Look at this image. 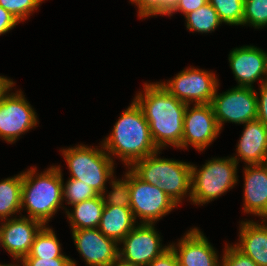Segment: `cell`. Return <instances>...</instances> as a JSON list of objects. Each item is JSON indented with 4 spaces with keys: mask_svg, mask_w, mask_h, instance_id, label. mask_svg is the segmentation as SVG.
Returning a JSON list of instances; mask_svg holds the SVG:
<instances>
[{
    "mask_svg": "<svg viewBox=\"0 0 267 266\" xmlns=\"http://www.w3.org/2000/svg\"><path fill=\"white\" fill-rule=\"evenodd\" d=\"M145 93L134 101L142 109L157 149L166 145L177 148L182 143L183 120L187 104L171 95L160 83H145Z\"/></svg>",
    "mask_w": 267,
    "mask_h": 266,
    "instance_id": "6da1fadb",
    "label": "cell"
},
{
    "mask_svg": "<svg viewBox=\"0 0 267 266\" xmlns=\"http://www.w3.org/2000/svg\"><path fill=\"white\" fill-rule=\"evenodd\" d=\"M107 154L117 155L128 166L158 151L142 109L135 101L126 109L110 136L103 141Z\"/></svg>",
    "mask_w": 267,
    "mask_h": 266,
    "instance_id": "7a4b0ae2",
    "label": "cell"
},
{
    "mask_svg": "<svg viewBox=\"0 0 267 266\" xmlns=\"http://www.w3.org/2000/svg\"><path fill=\"white\" fill-rule=\"evenodd\" d=\"M35 170L22 173L21 210L26 207L29 218L46 225L62 205L64 182L59 166H52L36 177Z\"/></svg>",
    "mask_w": 267,
    "mask_h": 266,
    "instance_id": "3957f363",
    "label": "cell"
},
{
    "mask_svg": "<svg viewBox=\"0 0 267 266\" xmlns=\"http://www.w3.org/2000/svg\"><path fill=\"white\" fill-rule=\"evenodd\" d=\"M158 152L137 160L128 169H131L144 182L161 188L177 205L188 190L191 200L192 164L157 158Z\"/></svg>",
    "mask_w": 267,
    "mask_h": 266,
    "instance_id": "277c9868",
    "label": "cell"
},
{
    "mask_svg": "<svg viewBox=\"0 0 267 266\" xmlns=\"http://www.w3.org/2000/svg\"><path fill=\"white\" fill-rule=\"evenodd\" d=\"M65 161L72 179L92 187L98 194H105V183L113 177L114 162L107 152L83 145L63 149Z\"/></svg>",
    "mask_w": 267,
    "mask_h": 266,
    "instance_id": "5b68a950",
    "label": "cell"
},
{
    "mask_svg": "<svg viewBox=\"0 0 267 266\" xmlns=\"http://www.w3.org/2000/svg\"><path fill=\"white\" fill-rule=\"evenodd\" d=\"M237 157L213 159L197 170L191 169V201L205 204L224 194L237 183Z\"/></svg>",
    "mask_w": 267,
    "mask_h": 266,
    "instance_id": "8992f818",
    "label": "cell"
},
{
    "mask_svg": "<svg viewBox=\"0 0 267 266\" xmlns=\"http://www.w3.org/2000/svg\"><path fill=\"white\" fill-rule=\"evenodd\" d=\"M129 183L130 209L135 221L138 216L142 218L140 223L153 224L178 206L161 188L144 182L131 169Z\"/></svg>",
    "mask_w": 267,
    "mask_h": 266,
    "instance_id": "52a82bcc",
    "label": "cell"
},
{
    "mask_svg": "<svg viewBox=\"0 0 267 266\" xmlns=\"http://www.w3.org/2000/svg\"><path fill=\"white\" fill-rule=\"evenodd\" d=\"M257 97L253 87H235L220 95L217 88L211 100V106L219 129L222 124L232 122L245 124L257 119Z\"/></svg>",
    "mask_w": 267,
    "mask_h": 266,
    "instance_id": "ba28073f",
    "label": "cell"
},
{
    "mask_svg": "<svg viewBox=\"0 0 267 266\" xmlns=\"http://www.w3.org/2000/svg\"><path fill=\"white\" fill-rule=\"evenodd\" d=\"M215 74L196 69L187 68L177 74L171 81L160 83L171 95L186 104H208L218 87ZM191 101V102H190Z\"/></svg>",
    "mask_w": 267,
    "mask_h": 266,
    "instance_id": "9c48e42d",
    "label": "cell"
},
{
    "mask_svg": "<svg viewBox=\"0 0 267 266\" xmlns=\"http://www.w3.org/2000/svg\"><path fill=\"white\" fill-rule=\"evenodd\" d=\"M153 225L141 223L134 227L119 242H123L124 248L118 250V257L136 266H147L165 252L169 246L162 247Z\"/></svg>",
    "mask_w": 267,
    "mask_h": 266,
    "instance_id": "30bf717a",
    "label": "cell"
},
{
    "mask_svg": "<svg viewBox=\"0 0 267 266\" xmlns=\"http://www.w3.org/2000/svg\"><path fill=\"white\" fill-rule=\"evenodd\" d=\"M7 93L0 100V137L13 143L21 134L36 126L37 115L21 91Z\"/></svg>",
    "mask_w": 267,
    "mask_h": 266,
    "instance_id": "8fae6325",
    "label": "cell"
},
{
    "mask_svg": "<svg viewBox=\"0 0 267 266\" xmlns=\"http://www.w3.org/2000/svg\"><path fill=\"white\" fill-rule=\"evenodd\" d=\"M189 109V104H187L180 147L186 148L189 144L202 151L214 141L220 129L210 103L195 104L191 110Z\"/></svg>",
    "mask_w": 267,
    "mask_h": 266,
    "instance_id": "7c38bea8",
    "label": "cell"
},
{
    "mask_svg": "<svg viewBox=\"0 0 267 266\" xmlns=\"http://www.w3.org/2000/svg\"><path fill=\"white\" fill-rule=\"evenodd\" d=\"M77 250L89 266H110L118 258V243L98 228L72 230Z\"/></svg>",
    "mask_w": 267,
    "mask_h": 266,
    "instance_id": "4fadbf2b",
    "label": "cell"
},
{
    "mask_svg": "<svg viewBox=\"0 0 267 266\" xmlns=\"http://www.w3.org/2000/svg\"><path fill=\"white\" fill-rule=\"evenodd\" d=\"M3 221L5 223L0 226L2 246L14 259L21 262L28 255L35 236L44 224L29 217L8 218Z\"/></svg>",
    "mask_w": 267,
    "mask_h": 266,
    "instance_id": "5bb4252c",
    "label": "cell"
},
{
    "mask_svg": "<svg viewBox=\"0 0 267 266\" xmlns=\"http://www.w3.org/2000/svg\"><path fill=\"white\" fill-rule=\"evenodd\" d=\"M229 62L238 87H253L252 84L261 78V83L267 81L263 75L266 71V53L254 46H243L232 50Z\"/></svg>",
    "mask_w": 267,
    "mask_h": 266,
    "instance_id": "9a60e30c",
    "label": "cell"
},
{
    "mask_svg": "<svg viewBox=\"0 0 267 266\" xmlns=\"http://www.w3.org/2000/svg\"><path fill=\"white\" fill-rule=\"evenodd\" d=\"M183 266H219L218 256L208 239L197 228L179 240L178 248L170 245Z\"/></svg>",
    "mask_w": 267,
    "mask_h": 266,
    "instance_id": "2e32d148",
    "label": "cell"
},
{
    "mask_svg": "<svg viewBox=\"0 0 267 266\" xmlns=\"http://www.w3.org/2000/svg\"><path fill=\"white\" fill-rule=\"evenodd\" d=\"M244 170V211L267 219V163Z\"/></svg>",
    "mask_w": 267,
    "mask_h": 266,
    "instance_id": "e0dca14e",
    "label": "cell"
},
{
    "mask_svg": "<svg viewBox=\"0 0 267 266\" xmlns=\"http://www.w3.org/2000/svg\"><path fill=\"white\" fill-rule=\"evenodd\" d=\"M245 130L237 145L240 160L247 165L267 162V127L258 119L245 123Z\"/></svg>",
    "mask_w": 267,
    "mask_h": 266,
    "instance_id": "ac0fdd59",
    "label": "cell"
},
{
    "mask_svg": "<svg viewBox=\"0 0 267 266\" xmlns=\"http://www.w3.org/2000/svg\"><path fill=\"white\" fill-rule=\"evenodd\" d=\"M240 243L235 246L258 266H267V224L241 222Z\"/></svg>",
    "mask_w": 267,
    "mask_h": 266,
    "instance_id": "d6986e66",
    "label": "cell"
},
{
    "mask_svg": "<svg viewBox=\"0 0 267 266\" xmlns=\"http://www.w3.org/2000/svg\"><path fill=\"white\" fill-rule=\"evenodd\" d=\"M136 221L130 208L104 205L99 231L119 243L134 227Z\"/></svg>",
    "mask_w": 267,
    "mask_h": 266,
    "instance_id": "ffe728a7",
    "label": "cell"
},
{
    "mask_svg": "<svg viewBox=\"0 0 267 266\" xmlns=\"http://www.w3.org/2000/svg\"><path fill=\"white\" fill-rule=\"evenodd\" d=\"M104 205L101 194L72 205L73 212L66 211L72 230L98 228Z\"/></svg>",
    "mask_w": 267,
    "mask_h": 266,
    "instance_id": "44dd1931",
    "label": "cell"
},
{
    "mask_svg": "<svg viewBox=\"0 0 267 266\" xmlns=\"http://www.w3.org/2000/svg\"><path fill=\"white\" fill-rule=\"evenodd\" d=\"M22 173L0 182V220L21 211Z\"/></svg>",
    "mask_w": 267,
    "mask_h": 266,
    "instance_id": "7402d4cb",
    "label": "cell"
},
{
    "mask_svg": "<svg viewBox=\"0 0 267 266\" xmlns=\"http://www.w3.org/2000/svg\"><path fill=\"white\" fill-rule=\"evenodd\" d=\"M60 245L54 231L44 225L35 236L31 249L24 258H59L63 255Z\"/></svg>",
    "mask_w": 267,
    "mask_h": 266,
    "instance_id": "603a6c76",
    "label": "cell"
},
{
    "mask_svg": "<svg viewBox=\"0 0 267 266\" xmlns=\"http://www.w3.org/2000/svg\"><path fill=\"white\" fill-rule=\"evenodd\" d=\"M186 25L190 31L201 33H209L214 31L222 22L220 21L217 12L208 2L199 9L185 15Z\"/></svg>",
    "mask_w": 267,
    "mask_h": 266,
    "instance_id": "cb8c5ba5",
    "label": "cell"
},
{
    "mask_svg": "<svg viewBox=\"0 0 267 266\" xmlns=\"http://www.w3.org/2000/svg\"><path fill=\"white\" fill-rule=\"evenodd\" d=\"M221 22L243 25L244 0H208Z\"/></svg>",
    "mask_w": 267,
    "mask_h": 266,
    "instance_id": "d4e9b609",
    "label": "cell"
},
{
    "mask_svg": "<svg viewBox=\"0 0 267 266\" xmlns=\"http://www.w3.org/2000/svg\"><path fill=\"white\" fill-rule=\"evenodd\" d=\"M126 180H113L111 178L112 190L107 197L102 196L105 205L119 206L123 208H130V183L129 171L125 174ZM107 199H106V198Z\"/></svg>",
    "mask_w": 267,
    "mask_h": 266,
    "instance_id": "484cf974",
    "label": "cell"
},
{
    "mask_svg": "<svg viewBox=\"0 0 267 266\" xmlns=\"http://www.w3.org/2000/svg\"><path fill=\"white\" fill-rule=\"evenodd\" d=\"M255 28L267 25V0H244L243 25Z\"/></svg>",
    "mask_w": 267,
    "mask_h": 266,
    "instance_id": "4316f807",
    "label": "cell"
},
{
    "mask_svg": "<svg viewBox=\"0 0 267 266\" xmlns=\"http://www.w3.org/2000/svg\"><path fill=\"white\" fill-rule=\"evenodd\" d=\"M63 187V199L68 200L67 204H77L84 200L91 199L99 194L89 185L82 183V181L70 178ZM65 186V187H64Z\"/></svg>",
    "mask_w": 267,
    "mask_h": 266,
    "instance_id": "83f0119b",
    "label": "cell"
},
{
    "mask_svg": "<svg viewBox=\"0 0 267 266\" xmlns=\"http://www.w3.org/2000/svg\"><path fill=\"white\" fill-rule=\"evenodd\" d=\"M44 0H0V6L19 22L24 21Z\"/></svg>",
    "mask_w": 267,
    "mask_h": 266,
    "instance_id": "f1b7e54d",
    "label": "cell"
},
{
    "mask_svg": "<svg viewBox=\"0 0 267 266\" xmlns=\"http://www.w3.org/2000/svg\"><path fill=\"white\" fill-rule=\"evenodd\" d=\"M220 266H258L250 257L241 252L235 245L226 246Z\"/></svg>",
    "mask_w": 267,
    "mask_h": 266,
    "instance_id": "f546056e",
    "label": "cell"
},
{
    "mask_svg": "<svg viewBox=\"0 0 267 266\" xmlns=\"http://www.w3.org/2000/svg\"><path fill=\"white\" fill-rule=\"evenodd\" d=\"M22 266H76L77 264L69 258L62 255L59 258H23Z\"/></svg>",
    "mask_w": 267,
    "mask_h": 266,
    "instance_id": "4dcf8cb0",
    "label": "cell"
},
{
    "mask_svg": "<svg viewBox=\"0 0 267 266\" xmlns=\"http://www.w3.org/2000/svg\"><path fill=\"white\" fill-rule=\"evenodd\" d=\"M138 6L140 17L163 15V0H130Z\"/></svg>",
    "mask_w": 267,
    "mask_h": 266,
    "instance_id": "1f68e13d",
    "label": "cell"
},
{
    "mask_svg": "<svg viewBox=\"0 0 267 266\" xmlns=\"http://www.w3.org/2000/svg\"><path fill=\"white\" fill-rule=\"evenodd\" d=\"M207 3L208 0H178L175 7L167 15L172 16L177 11H181L184 15H187Z\"/></svg>",
    "mask_w": 267,
    "mask_h": 266,
    "instance_id": "d6a6232c",
    "label": "cell"
},
{
    "mask_svg": "<svg viewBox=\"0 0 267 266\" xmlns=\"http://www.w3.org/2000/svg\"><path fill=\"white\" fill-rule=\"evenodd\" d=\"M260 98L257 97V119L267 127V81L260 86Z\"/></svg>",
    "mask_w": 267,
    "mask_h": 266,
    "instance_id": "836d02e7",
    "label": "cell"
},
{
    "mask_svg": "<svg viewBox=\"0 0 267 266\" xmlns=\"http://www.w3.org/2000/svg\"><path fill=\"white\" fill-rule=\"evenodd\" d=\"M178 258L173 248L169 245L168 249L158 256L147 266H177Z\"/></svg>",
    "mask_w": 267,
    "mask_h": 266,
    "instance_id": "e575fe53",
    "label": "cell"
},
{
    "mask_svg": "<svg viewBox=\"0 0 267 266\" xmlns=\"http://www.w3.org/2000/svg\"><path fill=\"white\" fill-rule=\"evenodd\" d=\"M19 21L11 13L0 6V35L10 31Z\"/></svg>",
    "mask_w": 267,
    "mask_h": 266,
    "instance_id": "d590c367",
    "label": "cell"
},
{
    "mask_svg": "<svg viewBox=\"0 0 267 266\" xmlns=\"http://www.w3.org/2000/svg\"><path fill=\"white\" fill-rule=\"evenodd\" d=\"M14 85L12 80H9L3 76H0V100L1 98L10 91L9 89Z\"/></svg>",
    "mask_w": 267,
    "mask_h": 266,
    "instance_id": "8d00e7d4",
    "label": "cell"
},
{
    "mask_svg": "<svg viewBox=\"0 0 267 266\" xmlns=\"http://www.w3.org/2000/svg\"><path fill=\"white\" fill-rule=\"evenodd\" d=\"M178 0H163V15L168 14L176 5Z\"/></svg>",
    "mask_w": 267,
    "mask_h": 266,
    "instance_id": "74e56055",
    "label": "cell"
},
{
    "mask_svg": "<svg viewBox=\"0 0 267 266\" xmlns=\"http://www.w3.org/2000/svg\"><path fill=\"white\" fill-rule=\"evenodd\" d=\"M110 266H136V265L125 262L118 257Z\"/></svg>",
    "mask_w": 267,
    "mask_h": 266,
    "instance_id": "f35d334b",
    "label": "cell"
},
{
    "mask_svg": "<svg viewBox=\"0 0 267 266\" xmlns=\"http://www.w3.org/2000/svg\"><path fill=\"white\" fill-rule=\"evenodd\" d=\"M0 266H19V265H14V264H11V265H9V264L6 265V264H5V265H4V264H0Z\"/></svg>",
    "mask_w": 267,
    "mask_h": 266,
    "instance_id": "ab89813d",
    "label": "cell"
},
{
    "mask_svg": "<svg viewBox=\"0 0 267 266\" xmlns=\"http://www.w3.org/2000/svg\"><path fill=\"white\" fill-rule=\"evenodd\" d=\"M0 244L2 245V234H1V231H0Z\"/></svg>",
    "mask_w": 267,
    "mask_h": 266,
    "instance_id": "60d3db41",
    "label": "cell"
},
{
    "mask_svg": "<svg viewBox=\"0 0 267 266\" xmlns=\"http://www.w3.org/2000/svg\"><path fill=\"white\" fill-rule=\"evenodd\" d=\"M266 71H267V53H266ZM267 79V77H266Z\"/></svg>",
    "mask_w": 267,
    "mask_h": 266,
    "instance_id": "b9f144b4",
    "label": "cell"
}]
</instances>
